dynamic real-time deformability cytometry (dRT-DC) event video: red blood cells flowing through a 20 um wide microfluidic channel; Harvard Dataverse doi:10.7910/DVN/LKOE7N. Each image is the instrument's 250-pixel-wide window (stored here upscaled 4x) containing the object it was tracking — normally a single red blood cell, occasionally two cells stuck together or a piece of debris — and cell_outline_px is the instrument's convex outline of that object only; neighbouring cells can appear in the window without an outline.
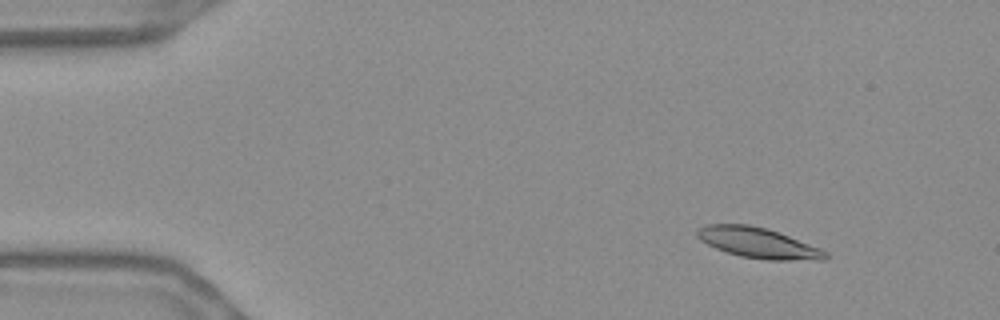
{"species": "Egyptian fruit bat (a non-hibernating species)", "species_latin": "Rousettus aegyptiacus", "temperature_condition": "warm", "stored_images_in_passage": 57, "segment_of_instrument_passage": [1, 2], "camera_frame_rate_fps": 3000, "um_per_image_px": 0.085, "frame": {"image": 1, "passage_image": 7, "time_ms": 2.0, "image_size_px": [1000, 320], "cell_outline_px": [[828, 256], [824, 260], [764, 260], [740, 256], [716, 248], [700, 240], [696, 236], [696, 228], [708, 224], [748, 224], [768, 228], [820, 248], [828, 252]], "centroid_in_image_um": [64.43, 20.64], "position_along_channel_um": 20.6, "area_um2": 22.83}}
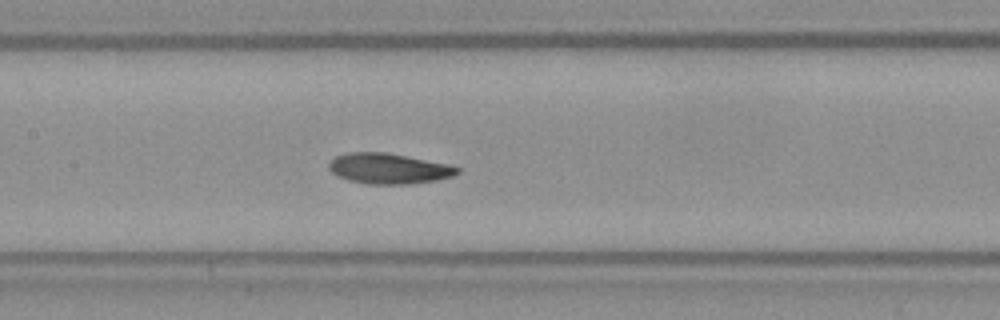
{"frame": {"image": 2, "passage_image": 27, "time_ms": 8.667, "image_size_px": [1000, 320], "cell_outline_px": [[460, 172], [452, 176], [436, 180], [412, 184], [368, 184], [348, 180], [336, 176], [328, 168], [328, 164], [336, 156], [348, 152], [384, 152], [448, 164], [460, 168]], "centroid_in_image_um": [33.02, 14.33], "position_along_channel_um": 174.4, "area_um2": 22.77}}
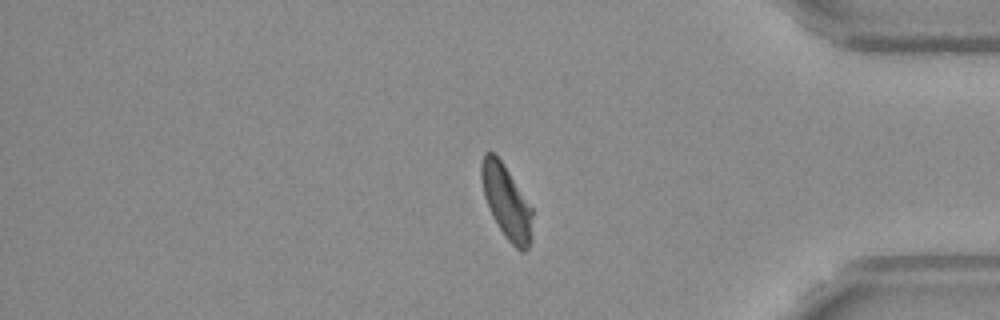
{"frame": {"image": 3, "passage_image": 47, "time_ms": 15.333, "image_size_px": [1000, 320], "cell_outline_px": [[532, 240], [528, 248], [524, 252], [520, 252], [504, 236], [492, 216], [484, 196], [480, 176], [480, 164], [484, 152], [492, 152], [500, 160], [532, 208]], "centroid_in_image_um": [43.04, 17.2], "position_along_channel_um": 392.2, "area_um2": 21.73}}